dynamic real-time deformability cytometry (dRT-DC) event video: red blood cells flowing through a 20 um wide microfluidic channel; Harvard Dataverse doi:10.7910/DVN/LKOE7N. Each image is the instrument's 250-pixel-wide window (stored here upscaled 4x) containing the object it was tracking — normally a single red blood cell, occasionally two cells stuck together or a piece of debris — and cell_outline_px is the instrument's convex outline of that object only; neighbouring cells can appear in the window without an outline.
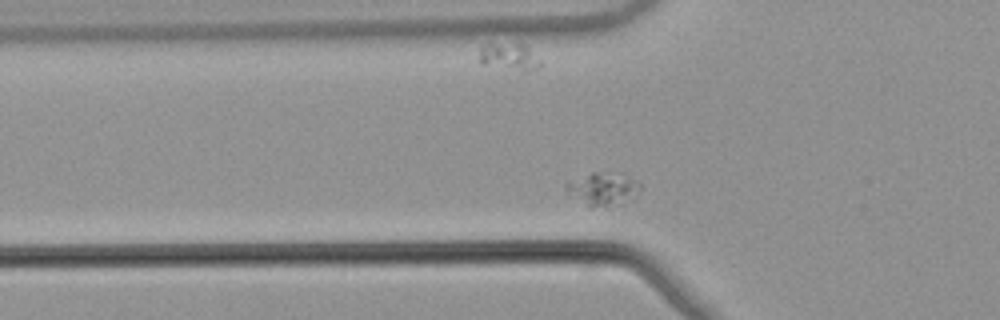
{"species": "common noctule bat (a hibernating species)", "species_latin": "Nyctalus noctula", "temperature_condition": "warm", "stored_images_in_passage": 34, "camera_frame_rate_fps": 3000, "um_per_image_px": 0.085, "animal": {"sex": "male", "body_mass_g": 21.5, "forearm_length_mm": 52.0}, "frame": {"image": 1, "passage_image": 6, "time_ms": 1.667, "image_size_px": [1000, 320], "cell_outline_px": [[640, 188], [624, 204], [592, 208], [588, 208], [564, 188], [564, 184], [592, 172], [624, 172], [636, 180], [640, 184]], "centroid_in_image_um": [51.27, 16.05], "position_along_channel_um": 74.5, "area_um2": 14.33}}
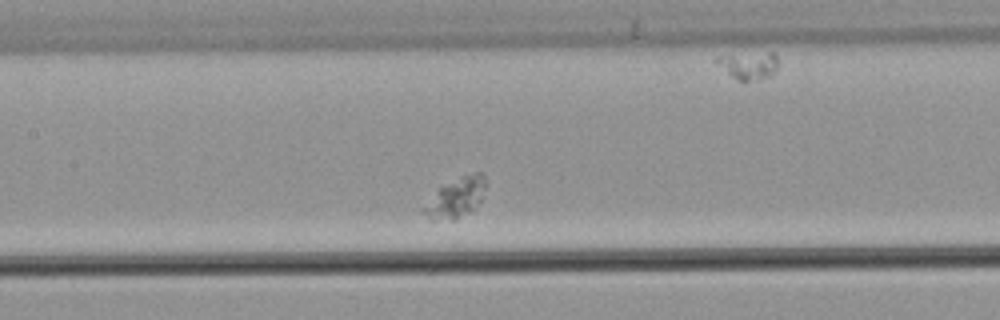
{"frame": {"image": 2, "passage_image": 14, "time_ms": 4.333, "image_size_px": [1000, 320], "cell_outline_px": [[484, 188], [480, 200], [476, 208], [472, 212], [452, 220], [432, 220], [420, 208], [440, 188], [460, 176], [476, 172], [484, 172]], "centroid_in_image_um": [38.76, 16.82], "position_along_channel_um": 168.6, "area_um2": 14.16}}
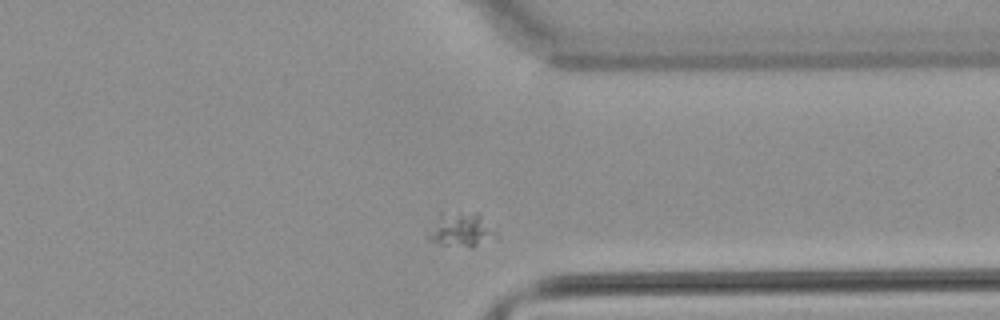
{"frame": {"image": 3, "passage_image": 31, "time_ms": 10.0, "image_size_px": [1000, 320], "cell_outline_px": [[496, 236], [476, 244], [440, 244], [428, 240], [424, 236], [440, 212], [476, 212], [496, 232]], "centroid_in_image_um": [39.06, 19.46], "position_along_channel_um": 372.3, "area_um2": 12.89}}